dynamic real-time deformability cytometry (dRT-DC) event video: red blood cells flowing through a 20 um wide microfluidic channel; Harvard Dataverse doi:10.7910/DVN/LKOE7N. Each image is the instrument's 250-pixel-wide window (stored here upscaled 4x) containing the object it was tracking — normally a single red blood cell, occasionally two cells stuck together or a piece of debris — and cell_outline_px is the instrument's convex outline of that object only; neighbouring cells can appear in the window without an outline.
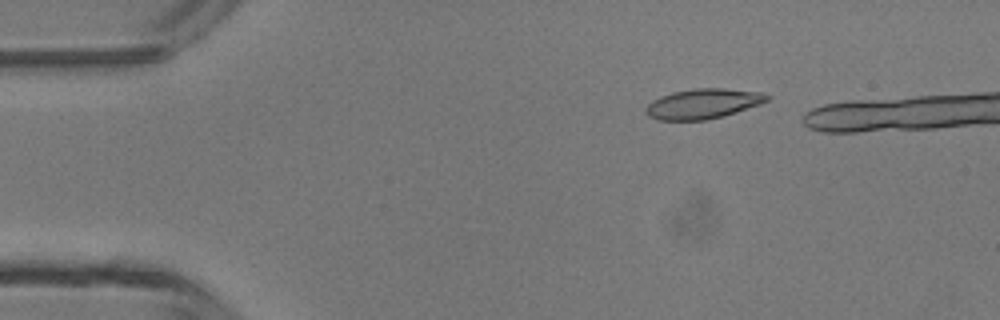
{"species": "common noctule bat (a hibernating species)", "species_latin": "Nyctalus noctula", "temperature_condition": "room temperature", "stored_images_in_passage": 39, "camera_frame_rate_fps": 3000, "um_per_image_px": 0.085, "animal": {"sex": "male", "body_mass_g": 13.3}, "frame": {"image": 1, "passage_image": 8, "time_ms": 2.333, "image_size_px": [1000, 320], "cell_outline_px": [[772, 96], [768, 100], [760, 104], [724, 116], [708, 120], [656, 120], [648, 116], [644, 112], [644, 108], [652, 100], [660, 96], [672, 92], [696, 88], [724, 88], [760, 92]], "centroid_in_image_um": [59.73, 8.82], "position_along_channel_um": 25.3, "area_um2": 21.39}}
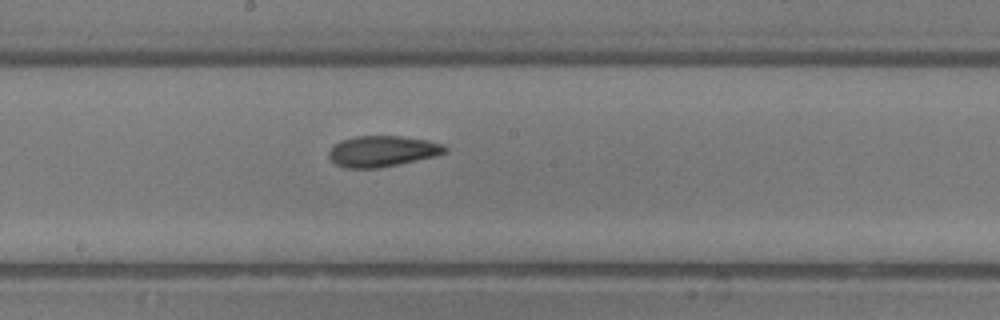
{"frame": {"image": 2, "passage_image": 26, "time_ms": 8.333, "image_size_px": [1000, 320], "cell_outline_px": [[448, 152], [436, 156], [400, 164], [380, 168], [344, 168], [336, 164], [328, 156], [328, 152], [340, 140], [356, 136], [400, 136], [424, 140], [444, 144], [448, 148]], "centroid_in_image_um": [32.52, 12.86], "position_along_channel_um": 215.7, "area_um2": 20.98}}
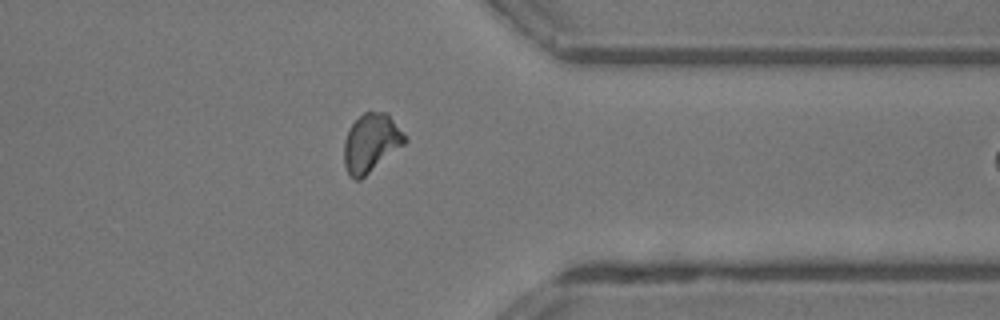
{"frame": {"image": 3, "passage_image": 38, "time_ms": 12.333, "image_size_px": [1000, 320], "cell_outline_px": [[408, 140], [404, 144], [360, 180], [356, 180], [348, 172], [344, 164], [344, 140], [352, 124], [364, 112], [388, 112], [408, 136]], "centroid_in_image_um": [31.57, 12.12], "position_along_channel_um": 379.8, "area_um2": 20.63}}